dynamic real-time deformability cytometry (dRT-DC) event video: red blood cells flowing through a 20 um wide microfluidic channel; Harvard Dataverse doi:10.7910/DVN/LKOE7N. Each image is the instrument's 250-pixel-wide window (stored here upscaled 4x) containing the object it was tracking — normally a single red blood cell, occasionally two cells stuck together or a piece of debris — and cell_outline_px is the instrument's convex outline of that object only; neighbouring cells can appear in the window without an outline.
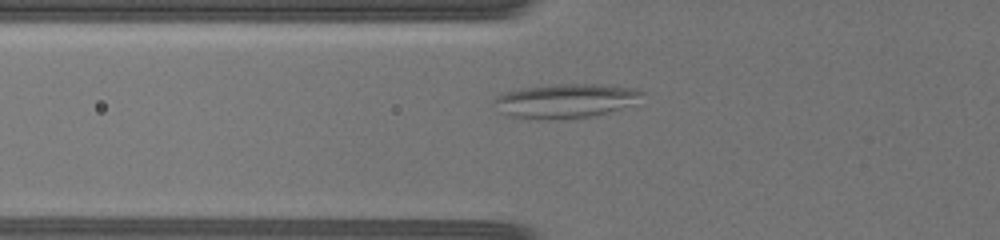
{"species": "common noctule bat (a hibernating species)", "species_latin": "Nyctalus noctula", "temperature_condition": "warm", "stored_images_in_passage": 64, "camera_frame_rate_fps": 3000, "um_per_image_px": 0.085, "animal": {"sex": "female", "body_mass_g": 19.5, "forearm_length_mm": 54.1}, "frame": {"image": 1, "passage_image": 9, "time_ms": 1.333, "image_size_px": [1000, 240], "cell_outline_px": [[644, 92], [636, 104], [608, 112], [592, 116], [548, 120], [536, 120], [504, 116], [492, 104], [492, 100], [496, 96], [504, 92], [520, 88], [556, 84], [608, 84], [636, 88]], "centroid_in_image_um": [48.03, 8.58], "position_along_channel_um": 77.8, "area_um2": 30.23}}
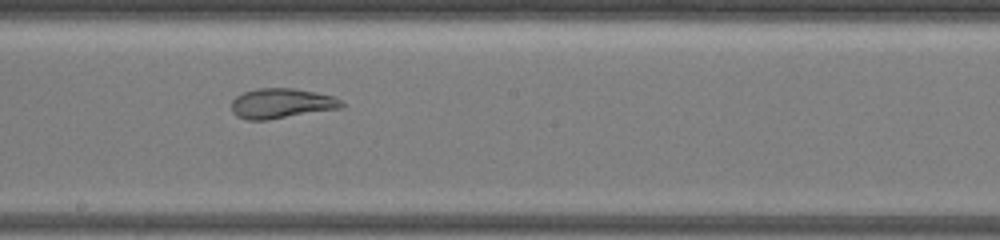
{"frame": {"image": 2, "passage_image": 39, "time_ms": 6.667, "image_size_px": [1000, 240], "cell_outline_px": [[344, 108], [268, 120], [248, 120], [236, 116], [232, 112], [232, 100], [236, 96], [244, 92], [256, 88], [292, 88], [332, 96], [340, 100], [344, 104]], "centroid_in_image_um": [23.91, 8.8], "position_along_channel_um": 224.3, "area_um2": 19.31}}
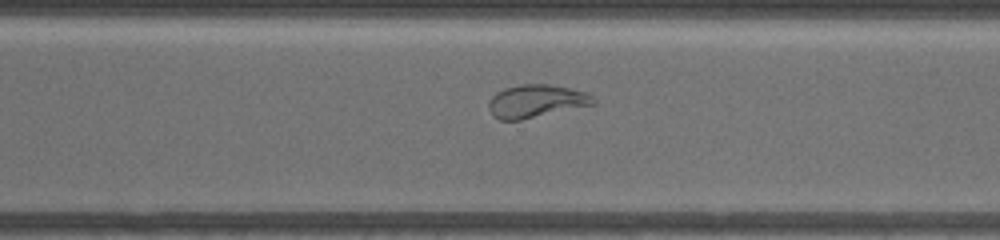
{"frame": {"image": 3, "passage_image": 59, "time_ms": 10.333, "image_size_px": [1000, 240], "cell_outline_px": [[596, 104], [520, 120], [500, 120], [492, 116], [488, 108], [488, 104], [492, 96], [496, 92], [504, 88], [520, 84], [552, 84], [584, 92], [592, 96], [596, 100]], "centroid_in_image_um": [45.54, 8.6], "position_along_channel_um": 325.1, "area_um2": 20.11}}